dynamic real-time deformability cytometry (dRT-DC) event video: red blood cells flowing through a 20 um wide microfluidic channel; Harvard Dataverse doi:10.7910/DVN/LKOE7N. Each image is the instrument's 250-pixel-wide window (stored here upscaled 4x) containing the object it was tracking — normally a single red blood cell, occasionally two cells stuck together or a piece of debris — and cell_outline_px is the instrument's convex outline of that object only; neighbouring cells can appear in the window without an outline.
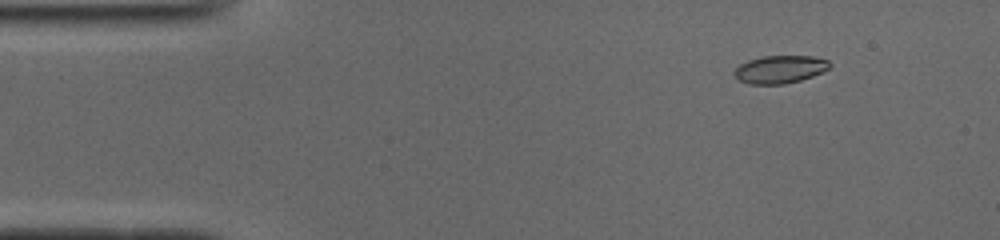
{"species": "common noctule bat (a hibernating species)", "species_latin": "Nyctalus noctula", "temperature_condition": "cold", "stored_images_in_passage": 51, "camera_frame_rate_fps": 3000, "um_per_image_px": 0.085, "animal": {"sex": "male", "body_mass_g": 19.0, "forearm_length_mm": 50.8}, "frame": {"image": 1, "passage_image": 6, "time_ms": 1.667, "image_size_px": [1000, 240], "cell_outline_px": [[832, 64], [824, 72], [800, 80], [784, 84], [748, 84], [740, 80], [732, 72], [740, 64], [748, 60], [764, 56], [812, 56], [828, 60]], "centroid_in_image_um": [66.31, 5.89], "position_along_channel_um": 18.7, "area_um2": 15.43}}
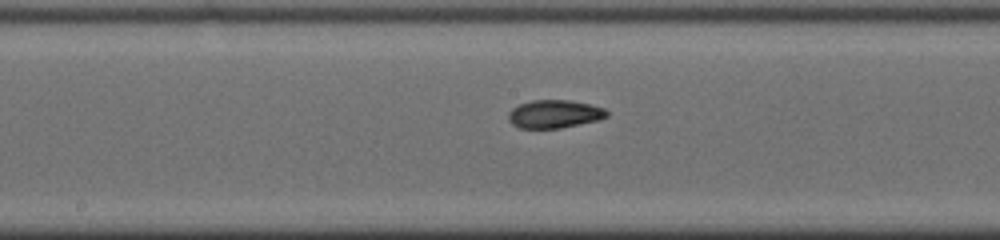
{"frame": {"image": 2, "passage_image": 26, "time_ms": 8.333, "image_size_px": [1000, 240], "cell_outline_px": [[608, 116], [600, 120], [560, 128], [520, 128], [512, 124], [508, 120], [508, 112], [512, 108], [520, 104], [532, 100], [568, 100], [588, 104], [604, 108], [608, 112]], "centroid_in_image_um": [47.12, 9.69], "position_along_channel_um": 201.1, "area_um2": 16.13}}
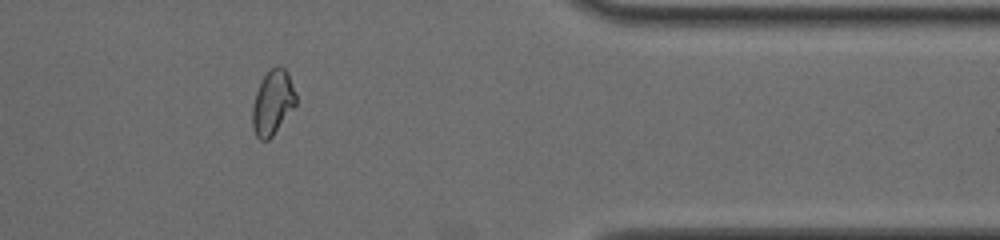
{"frame": {"image": 3, "passage_image": 42, "time_ms": 13.667, "image_size_px": [1000, 240], "cell_outline_px": [[296, 104], [272, 136], [268, 140], [260, 140], [256, 136], [252, 128], [252, 108], [256, 92], [260, 80], [276, 64], [284, 68], [288, 72], [296, 96]], "centroid_in_image_um": [23.16, 8.71], "position_along_channel_um": 388.2, "area_um2": 16.3}, "authors_computed_cell_mechanics": {"area_um2": 16.1262, "velocity_mm_per_s": 3.9214, "shape_relaxation_time_tau1_ms": 10.9236, "shape_relaxation_time_tau2_ms": 2.5813, "deformation_change_tau1": 0.2513, "deformation_change_tau2": 0.0725}}